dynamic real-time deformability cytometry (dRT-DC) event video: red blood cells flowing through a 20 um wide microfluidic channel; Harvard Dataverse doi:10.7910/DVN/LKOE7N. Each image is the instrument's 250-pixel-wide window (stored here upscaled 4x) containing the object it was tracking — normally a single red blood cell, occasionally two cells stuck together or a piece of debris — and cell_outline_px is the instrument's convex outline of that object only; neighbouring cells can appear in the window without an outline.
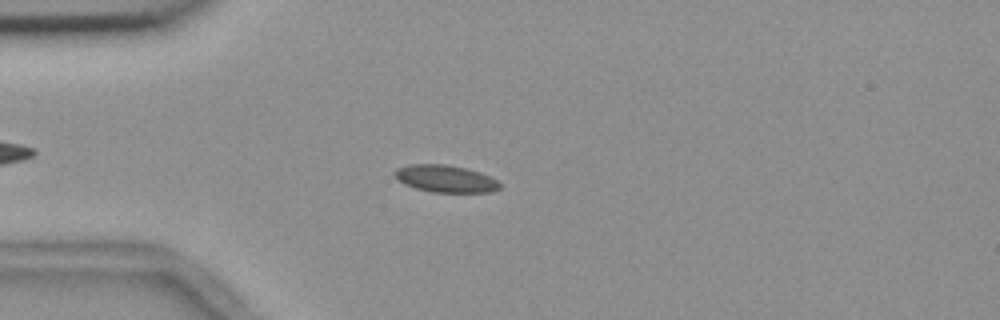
{"species": "common noctule bat (a hibernating species)", "species_latin": "Nyctalus noctula", "temperature_condition": "room temperature", "stored_images_in_passage": 55, "camera_frame_rate_fps": 3000, "um_per_image_px": 0.085, "animal": {"sex": "female", "body_mass_g": 18.4}, "frame": {"image": 1, "passage_image": 14, "time_ms": 4.333, "image_size_px": [1000, 320], "cell_outline_px": [[500, 188], [492, 192], [432, 192], [416, 188], [404, 184], [392, 172], [396, 168], [408, 164], [444, 164], [468, 168], [480, 172], [496, 180], [500, 184]], "centroid_in_image_um": [37.85, 15.18], "position_along_channel_um": 47.1, "area_um2": 16.65}}
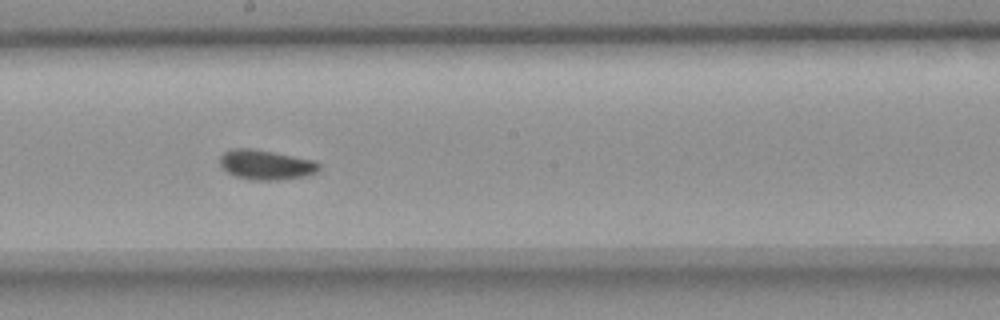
{"frame": {"image": 2, "passage_image": 30, "time_ms": 9.667, "image_size_px": [1000, 320], "cell_outline_px": [[320, 168], [316, 172], [308, 176], [276, 180], [252, 180], [236, 176], [228, 172], [220, 164], [220, 156], [224, 152], [232, 148], [252, 148], [312, 160], [320, 164]], "centroid_in_image_um": [22.6, 14.01], "position_along_channel_um": 225.6, "area_um2": 17.05}}
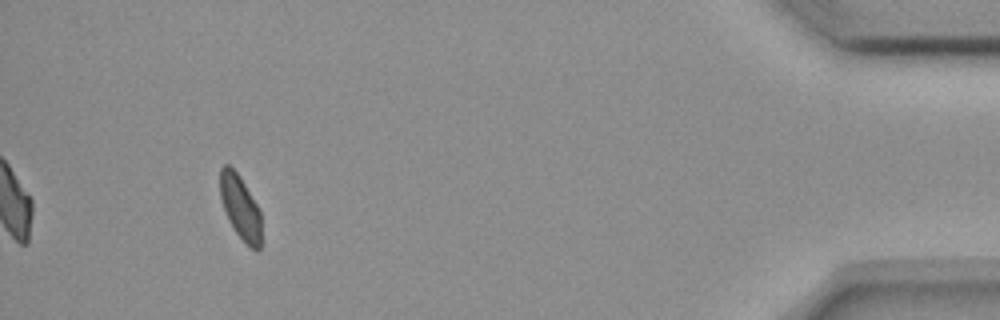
{"frame": {"image": 3, "passage_image": 51, "time_ms": 16.667, "image_size_px": [1000, 320], "cell_outline_px": [[260, 248], [256, 252], [236, 232], [228, 220], [220, 196], [220, 168], [224, 164], [228, 164], [240, 176], [256, 204], [260, 212]], "centroid_in_image_um": [20.41, 17.59], "position_along_channel_um": 414.8, "area_um2": 15.03}, "authors_computed_cell_mechanics": {"area_um2": 16.473, "velocity_mm_per_s": 3.6523, "shape_relaxation_time_tau1_ms": 2.2917, "shape_relaxation_time_tau2_ms": 1.5756, "deformation_change_tau1": 0.0598, "deformation_change_tau2": 0.0573}}